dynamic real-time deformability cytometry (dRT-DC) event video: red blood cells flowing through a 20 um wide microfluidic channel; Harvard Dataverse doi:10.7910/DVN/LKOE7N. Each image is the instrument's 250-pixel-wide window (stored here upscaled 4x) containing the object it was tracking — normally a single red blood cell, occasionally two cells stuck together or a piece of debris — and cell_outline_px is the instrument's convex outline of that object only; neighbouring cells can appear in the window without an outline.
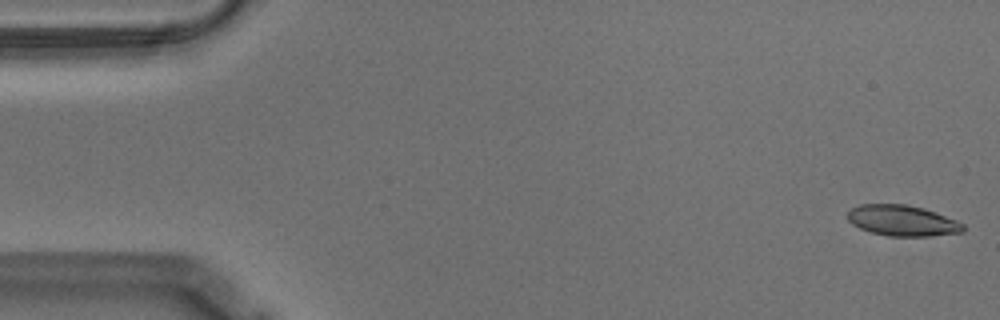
{"species": "Egyptian fruit bat (a non-hibernating species)", "species_latin": "Rousettus aegyptiacus", "temperature_condition": "warm", "stored_images_in_passage": 56, "camera_frame_rate_fps": 3000, "um_per_image_px": 0.085, "animal": {"sex": "male"}, "frame": {"image": 1, "passage_image": 1, "time_ms": 0.0, "image_size_px": [1000, 320], "cell_outline_px": [[964, 232], [928, 236], [888, 236], [872, 232], [860, 228], [852, 224], [848, 220], [848, 212], [852, 208], [860, 204], [904, 204], [924, 208], [956, 220], [964, 224]], "centroid_in_image_um": [76.7, 18.75], "position_along_channel_um": 8.3, "area_um2": 20.63}}
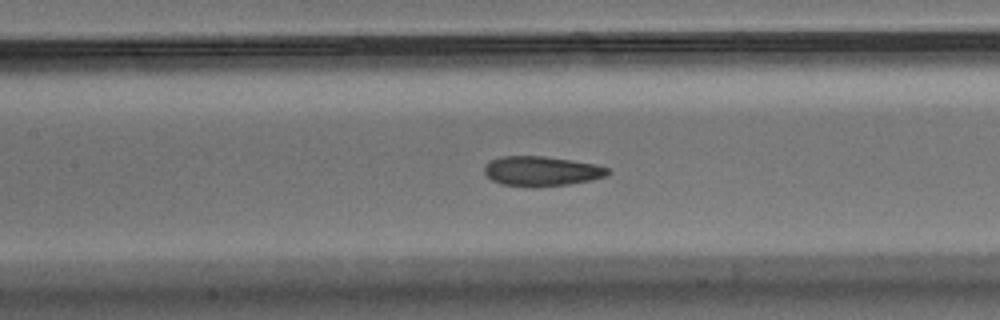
{"frame": {"image": 2, "passage_image": 25, "time_ms": 8.0, "image_size_px": [1000, 320], "cell_outline_px": [[612, 172], [604, 176], [592, 180], [568, 184], [536, 188], [532, 188], [500, 184], [492, 180], [484, 172], [484, 164], [500, 156], [544, 156], [572, 160], [596, 164], [608, 168]], "centroid_in_image_um": [46.02, 14.56], "position_along_channel_um": 161.4, "area_um2": 21.73}}
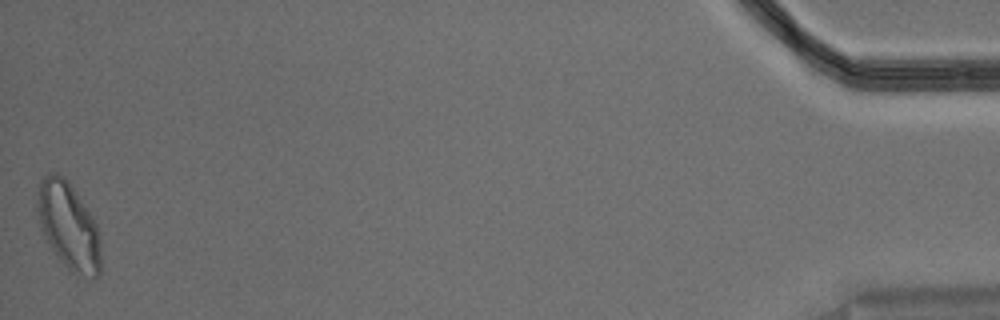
{"frame": {"image": 3, "passage_image": 56, "time_ms": 18.333, "image_size_px": [1000, 320], "cell_outline_px": [[100, 272], [96, 280], [72, 272], [60, 260], [44, 236], [40, 228], [36, 208], [36, 200], [40, 180], [44, 176], [52, 172], [56, 172], [64, 176], [68, 180], [92, 216], [96, 224], [100, 240]], "centroid_in_image_um": [5.82, 19.19], "position_along_channel_um": 429.4, "area_um2": 32.31}, "authors_computed_cell_mechanics": {"area_um2": 21.7906, "velocity_mm_per_s": 3.5304, "shape_relaxation_time_tau1_ms": 5.132, "shape_relaxation_time_tau2_ms": 1.7536, "deformation_change_tau1": 0.176, "deformation_change_tau2": 0.0908}}